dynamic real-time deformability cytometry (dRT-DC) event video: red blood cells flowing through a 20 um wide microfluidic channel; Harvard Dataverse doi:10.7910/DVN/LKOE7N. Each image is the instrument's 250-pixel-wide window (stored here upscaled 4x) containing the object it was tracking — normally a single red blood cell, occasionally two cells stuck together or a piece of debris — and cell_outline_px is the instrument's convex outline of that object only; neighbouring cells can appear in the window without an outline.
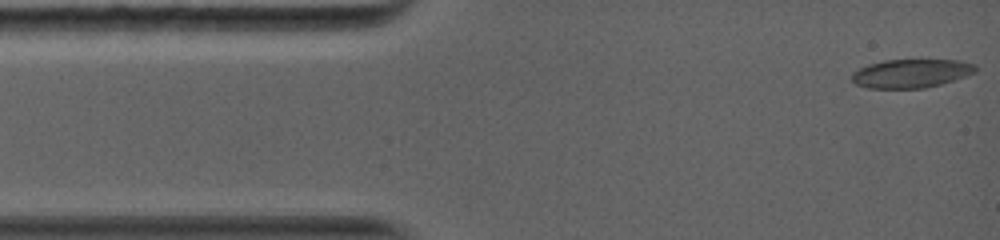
{"species": "common noctule bat (a hibernating species)", "species_latin": "Nyctalus noctula", "temperature_condition": "warm", "stored_images_in_passage": 41, "camera_frame_rate_fps": 5000, "um_per_image_px": 0.085, "animal": {"sex": "female", "body_mass_g": 19.0, "forearm_length_mm": 56.7}, "frame": {"image": 1, "passage_image": 1, "time_ms": 0.0, "image_size_px": [1000, 240], "cell_outline_px": [[976, 72], [940, 84], [924, 88], [868, 88], [856, 84], [852, 80], [852, 72], [868, 64], [884, 60], [960, 60], [976, 64]], "centroid_in_image_um": [77.44, 6.23], "position_along_channel_um": 7.6, "area_um2": 20.52}}
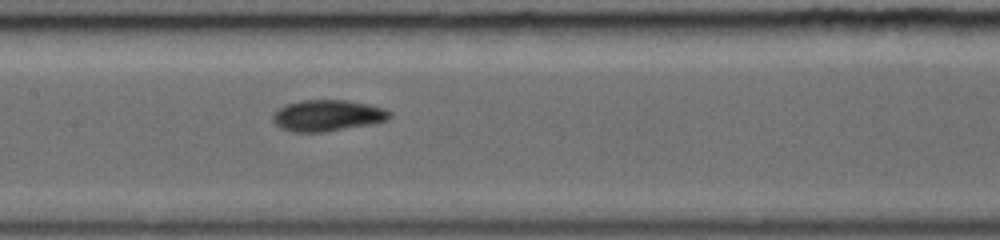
{"frame": {"image": 2, "passage_image": 18, "time_ms": 6.0, "image_size_px": [1000, 240], "cell_outline_px": [[392, 116], [388, 120], [368, 124], [324, 132], [292, 132], [280, 128], [272, 120], [272, 116], [280, 108], [288, 104], [304, 100], [348, 100], [368, 104], [384, 108], [392, 112]], "centroid_in_image_um": [27.86, 9.82], "position_along_channel_um": 179.5, "area_um2": 21.15}}
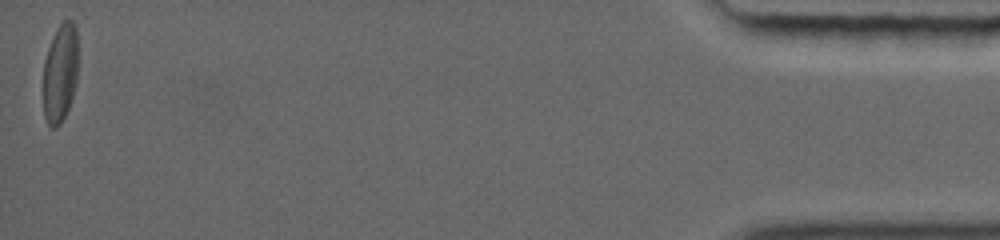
{"frame": {"image": 3, "passage_image": 41, "time_ms": 15.4, "image_size_px": [1000, 240], "cell_outline_px": [[76, 84], [68, 108], [60, 124], [56, 128], [52, 128], [48, 124], [44, 116], [44, 60], [48, 48], [56, 28], [64, 20], [72, 20], [76, 28]], "centroid_in_image_um": [5.1, 6.21], "position_along_channel_um": 430.1, "area_um2": 19.71}, "authors_computed_cell_mechanics": {"area_um2": 20.5768, "velocity_mm_per_s": 4.0679, "shape_relaxation_time_tau1_ms": 3.8996, "shape_relaxation_time_tau2_ms": 3.5624, "deformation_change_tau1": 0.161, "deformation_change_tau2": 0.0892}}